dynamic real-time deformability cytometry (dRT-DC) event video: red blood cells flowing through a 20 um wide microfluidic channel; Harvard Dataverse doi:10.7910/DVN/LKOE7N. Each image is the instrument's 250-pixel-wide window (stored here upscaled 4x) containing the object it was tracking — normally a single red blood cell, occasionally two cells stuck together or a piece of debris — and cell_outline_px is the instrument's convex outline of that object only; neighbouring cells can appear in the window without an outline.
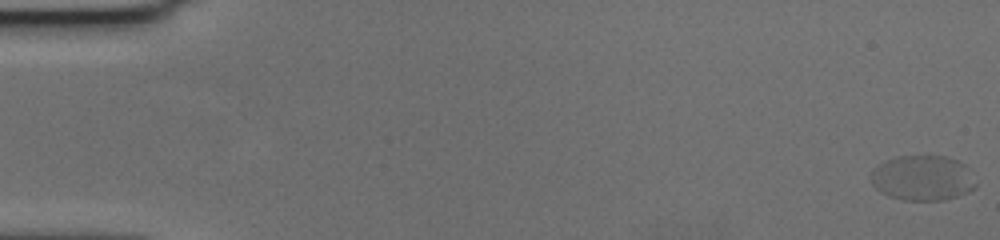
{"species": "human", "species_latin": "Homo sapiens", "temperature_condition": "cold", "stored_images_in_passage": 59, "camera_frame_rate_fps": 3000, "um_per_image_px": 0.085, "donor": {"sex": "female"}, "frame": {"image": 1, "passage_image": 1, "time_ms": 0.0, "image_size_px": [1000, 240], "cell_outline_px": [[976, 188], [968, 192], [944, 200], [904, 200], [888, 196], [880, 192], [872, 184], [872, 168], [884, 160], [896, 156], [944, 156], [956, 160], [964, 164], [968, 168], [976, 184]], "centroid_in_image_um": [78.4, 15.13], "position_along_channel_um": 6.6, "area_um2": 27.69}}
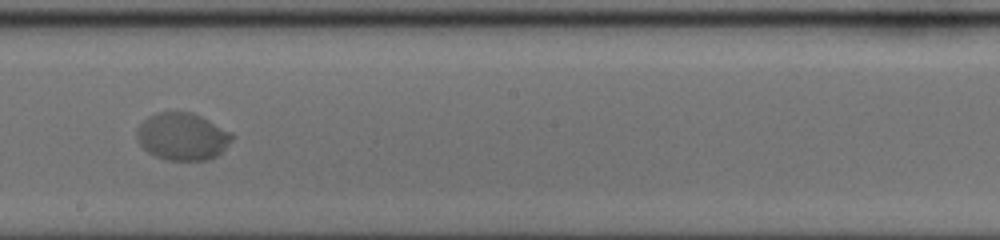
{"frame": {"image": 2, "passage_image": 34, "time_ms": 11.0, "image_size_px": [1000, 240], "cell_outline_px": [[232, 140], [216, 156], [208, 160], [168, 160], [156, 156], [148, 152], [136, 140], [136, 128], [148, 116], [156, 112], [192, 112], [232, 132]], "centroid_in_image_um": [15.47, 11.6], "position_along_channel_um": 232.7, "area_um2": 26.18}}
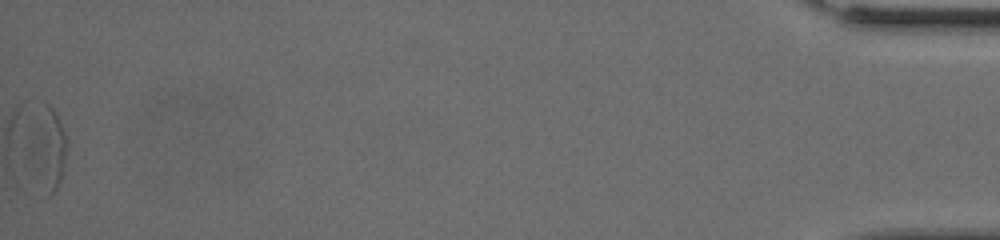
{"frame": {"image": 3, "passage_image": 59, "time_ms": 19.333, "image_size_px": [1000, 240], "cell_outline_px": [[68, 144], [64, 164], [60, 180], [56, 188], [48, 196], [24, 152], [40, 100], [48, 104], [56, 112], [68, 140]], "centroid_in_image_um": [4.0, 12.51], "position_along_channel_um": 431.2, "area_um2": 18.38}, "authors_computed_cell_mechanics": {"area_um2": 27.5128, "velocity_mm_per_s": 3.6059, "shape_relaxation_time_tau1_ms": 6.0373, "shape_relaxation_time_tau2_ms": null, "deformation_change_tau1": 0.1669, "deformation_change_tau2": null}}